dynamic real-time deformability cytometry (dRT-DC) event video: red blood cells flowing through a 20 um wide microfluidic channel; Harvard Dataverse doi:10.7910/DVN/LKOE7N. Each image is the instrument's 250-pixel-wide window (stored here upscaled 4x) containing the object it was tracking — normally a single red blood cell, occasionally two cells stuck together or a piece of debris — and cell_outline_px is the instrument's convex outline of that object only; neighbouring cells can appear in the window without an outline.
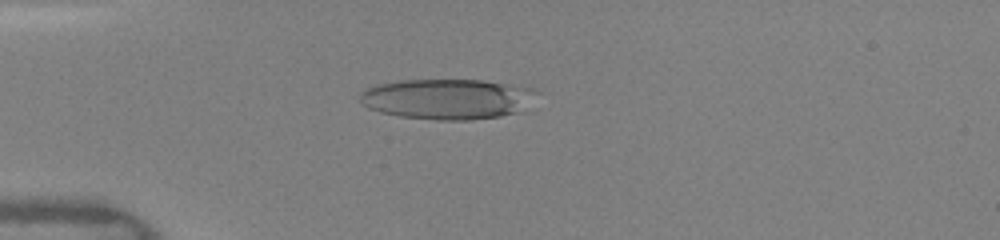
{"species": "human", "species_latin": "Homo sapiens", "temperature_condition": "warm", "stored_images_in_passage": 48, "camera_frame_rate_fps": 3000, "um_per_image_px": 0.085, "donor": {"sex": "female"}, "frame": {"image": 1, "passage_image": 13, "time_ms": 4.0, "image_size_px": [1000, 240], "cell_outline_px": [[540, 92], [516, 112], [500, 116], [468, 120], [440, 120], [400, 116], [380, 112], [368, 108], [360, 100], [360, 92], [376, 84], [400, 80], [480, 80], [532, 88]], "centroid_in_image_um": [37.97, 8.41], "position_along_channel_um": 47.0, "area_um2": 41.15}}
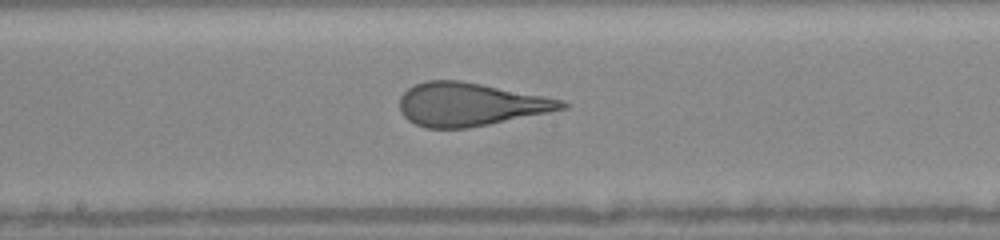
{"frame": {"image": 2, "passage_image": 26, "time_ms": 8.333, "image_size_px": [1000, 240], "cell_outline_px": [[568, 108], [468, 128], [424, 128], [408, 120], [400, 112], [400, 96], [408, 88], [424, 80], [460, 80], [544, 96], [564, 100], [568, 104]], "centroid_in_image_um": [39.93, 8.87], "position_along_channel_um": 208.3, "area_um2": 40.63}}
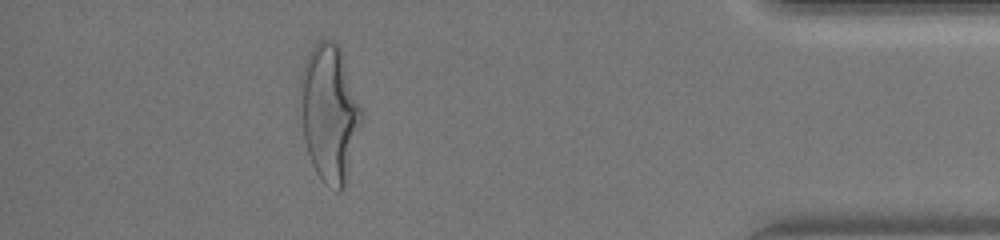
{"frame": {"image": 3, "passage_image": 43, "time_ms": 14.0, "image_size_px": [1000, 240], "cell_outline_px": [[364, 116], [348, 176], [344, 184], [340, 188], [324, 180], [316, 172], [312, 164], [308, 152], [304, 136], [300, 84], [300, 76], [308, 52], [320, 40], [332, 40], [340, 48], [364, 112]], "centroid_in_image_um": [28.04, 9.54], "position_along_channel_um": 407.2, "area_um2": 48.09}, "authors_computed_cell_mechanics": {"area_um2": 42.7142, "velocity_mm_per_s": 4.2202, "shape_relaxation_time_tau1_ms": 4.3844, "shape_relaxation_time_tau2_ms": 0.7404, "deformation_change_tau1": 0.2258, "deformation_change_tau2": 0.1097}}